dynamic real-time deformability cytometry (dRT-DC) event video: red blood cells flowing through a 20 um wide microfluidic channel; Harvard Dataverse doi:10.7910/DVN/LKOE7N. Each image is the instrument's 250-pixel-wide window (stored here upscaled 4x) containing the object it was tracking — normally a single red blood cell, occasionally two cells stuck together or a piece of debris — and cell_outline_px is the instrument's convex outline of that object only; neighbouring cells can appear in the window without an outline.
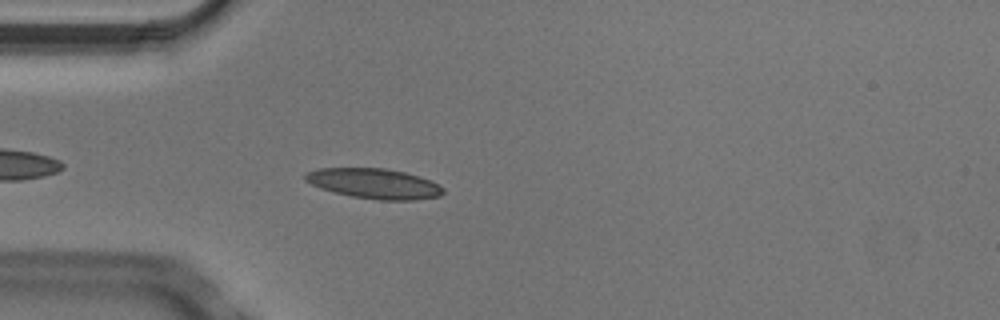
{"species": "Egyptian fruit bat (a non-hibernating species)", "species_latin": "Rousettus aegyptiacus", "temperature_condition": "cold", "stored_images_in_passage": 4, "camera_frame_rate_fps": 3000, "um_per_image_px": 0.085, "animal": {"sex": "male"}, "frame": {"image": 1, "passage_image": 4, "time_ms": 1.0, "image_size_px": [1000, 320], "cell_outline_px": [[444, 192], [440, 196], [412, 200], [380, 200], [352, 196], [320, 188], [304, 180], [304, 172], [320, 168], [384, 168], [404, 172], [440, 184], [444, 188]], "centroid_in_image_um": [31.79, 15.6], "position_along_channel_um": 53.2, "area_um2": 24.04}}